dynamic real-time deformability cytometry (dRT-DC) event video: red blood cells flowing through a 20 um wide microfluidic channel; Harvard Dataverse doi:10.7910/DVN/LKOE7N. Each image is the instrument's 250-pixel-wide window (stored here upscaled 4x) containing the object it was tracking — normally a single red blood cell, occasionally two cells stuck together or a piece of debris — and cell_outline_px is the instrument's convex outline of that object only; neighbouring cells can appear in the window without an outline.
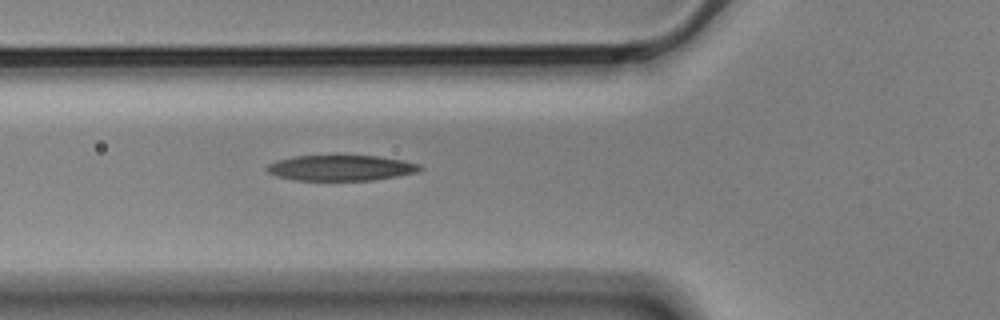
{"species": "Egyptian fruit bat (a non-hibernating species)", "species_latin": "Rousettus aegyptiacus", "temperature_condition": "cold", "stored_images_in_passage": 5, "camera_frame_rate_fps": 3000, "um_per_image_px": 0.085, "animal": {"sex": "male"}, "frame": {"image": 1, "passage_image": 5, "time_ms": 1.333, "image_size_px": [1000, 320], "cell_outline_px": [[424, 168], [416, 172], [396, 176], [372, 180], [296, 180], [276, 176], [268, 172], [264, 168], [268, 164], [276, 160], [292, 156], [380, 156], [404, 160], [420, 164]], "centroid_in_image_um": [28.96, 14.26], "position_along_channel_um": 96.8, "area_um2": 22.83}}